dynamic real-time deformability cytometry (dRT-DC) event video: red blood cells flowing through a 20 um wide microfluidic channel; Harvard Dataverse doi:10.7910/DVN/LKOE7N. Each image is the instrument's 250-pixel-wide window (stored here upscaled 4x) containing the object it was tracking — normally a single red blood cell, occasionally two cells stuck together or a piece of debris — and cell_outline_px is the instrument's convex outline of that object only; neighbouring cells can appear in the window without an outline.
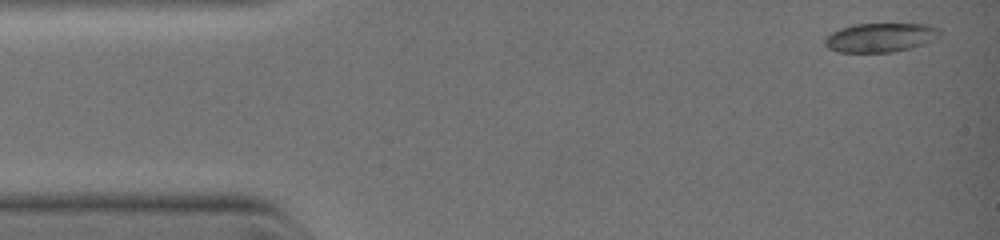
{"species": "common noctule bat (a hibernating species)", "species_latin": "Nyctalus noctula", "temperature_condition": "warm", "stored_images_in_passage": 23, "camera_frame_rate_fps": 3000, "um_per_image_px": 0.085, "animal": {"sex": "female", "body_mass_g": 19.0, "forearm_length_mm": 51.5}, "frame": {"image": 1, "passage_image": 1, "time_ms": 0.0, "image_size_px": [1000, 240], "cell_outline_px": [[940, 32], [920, 44], [896, 52], [840, 52], [828, 48], [824, 44], [824, 40], [832, 32], [840, 28], [856, 24], [924, 24], [936, 28]], "centroid_in_image_um": [74.71, 3.19], "position_along_channel_um": 10.3, "area_um2": 18.79}}
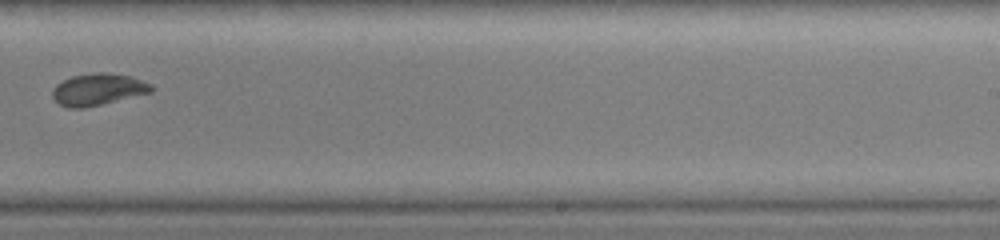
{"frame": {"image": 2, "passage_image": 14, "time_ms": 7.0, "image_size_px": [1000, 240], "cell_outline_px": [[152, 92], [84, 108], [68, 108], [60, 104], [52, 96], [52, 88], [56, 84], [72, 76], [96, 72], [108, 72], [132, 76], [152, 84]], "centroid_in_image_um": [8.33, 7.59], "position_along_channel_um": 280.7, "area_um2": 18.32}}
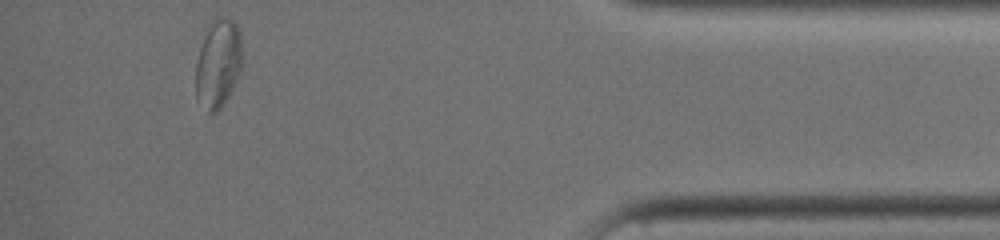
{"frame": {"image": 3, "passage_image": 23, "time_ms": 10.333, "image_size_px": [1000, 240], "cell_outline_px": [[240, 72], [224, 104], [216, 112], [208, 112], [196, 100], [196, 64], [204, 28], [212, 20], [220, 16], [228, 16], [236, 24], [240, 32]], "centroid_in_image_um": [18.5, 5.36], "position_along_channel_um": 416.7, "area_um2": 24.1}}